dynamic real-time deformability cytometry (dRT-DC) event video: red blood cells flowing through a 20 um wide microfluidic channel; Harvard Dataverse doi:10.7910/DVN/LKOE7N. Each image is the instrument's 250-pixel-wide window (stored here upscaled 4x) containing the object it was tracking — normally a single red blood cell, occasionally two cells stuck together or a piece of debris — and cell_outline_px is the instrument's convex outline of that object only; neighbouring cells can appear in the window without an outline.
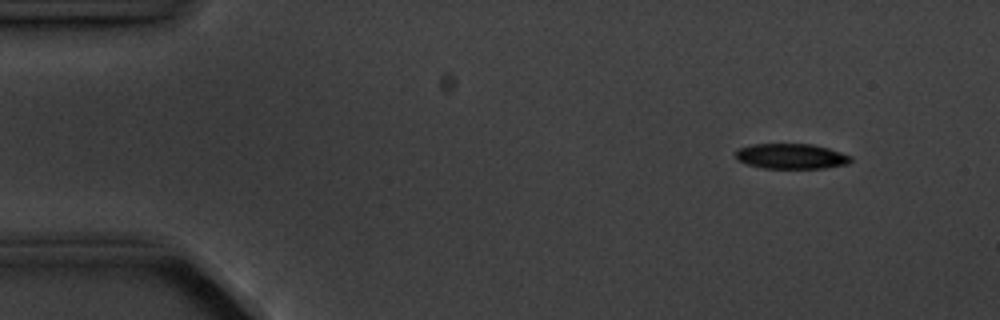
{"species": "common noctule bat (a hibernating species)", "species_latin": "Nyctalus noctula", "temperature_condition": "cold", "stored_images_in_passage": 5, "camera_frame_rate_fps": 3000, "um_per_image_px": 0.085, "animal": {"sex": "male", "body_mass_g": 20.1, "forearm_length_mm": 53.5}, "frame": {"image": 1, "passage_image": 2, "time_ms": 1.0, "image_size_px": [1000, 320], "cell_outline_px": [[852, 160], [848, 164], [824, 168], [764, 168], [748, 164], [740, 160], [736, 156], [736, 148], [752, 144], [812, 144], [828, 148], [852, 156]], "centroid_in_image_um": [67.27, 13.27], "position_along_channel_um": 17.7, "area_um2": 16.88}}
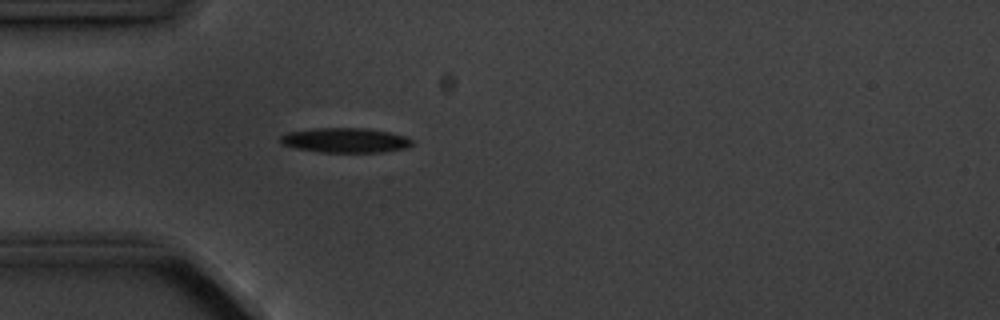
{"frame": {"image": 2, "passage_image": 5, "time_ms": 4.333, "image_size_px": [1000, 320], "cell_outline_px": [[412, 144], [408, 148], [384, 152], [320, 152], [296, 148], [284, 144], [280, 140], [280, 136], [288, 132], [312, 128], [368, 128], [388, 132], [404, 136], [412, 140]], "centroid_in_image_um": [29.37, 11.92], "position_along_channel_um": 55.6, "area_um2": 18.96}}